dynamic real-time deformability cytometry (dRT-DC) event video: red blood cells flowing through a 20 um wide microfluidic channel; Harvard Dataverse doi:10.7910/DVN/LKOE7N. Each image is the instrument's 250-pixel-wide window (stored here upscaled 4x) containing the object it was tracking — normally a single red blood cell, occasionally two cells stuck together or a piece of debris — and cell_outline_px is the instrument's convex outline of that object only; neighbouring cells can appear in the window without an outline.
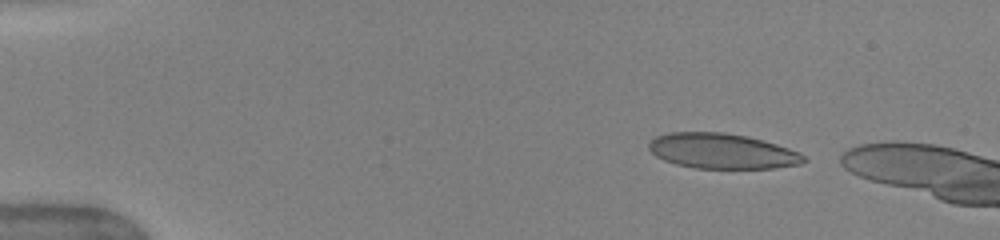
{"species": "human", "species_latin": "Homo sapiens", "temperature_condition": "warm", "stored_images_in_passage": 43, "camera_frame_rate_fps": 3000, "um_per_image_px": 0.085, "donor": {"sex": "female"}, "frame": {"image": 1, "passage_image": 3, "time_ms": 0.667, "image_size_px": [1000, 240], "cell_outline_px": [[808, 160], [800, 164], [776, 168], [696, 168], [676, 164], [664, 160], [656, 156], [648, 148], [648, 144], [656, 136], [668, 132], [724, 132], [748, 136], [776, 144], [800, 152]], "centroid_in_image_um": [61.38, 12.84], "position_along_channel_um": 23.6, "area_um2": 31.85}}
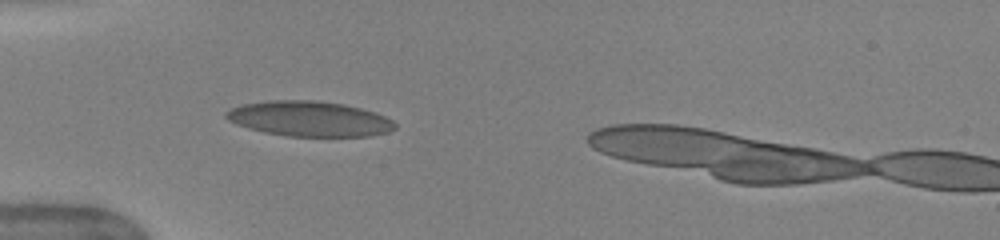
{"frame": {"image": 2, "passage_image": 12, "time_ms": 3.667, "image_size_px": [1000, 240], "cell_outline_px": [[396, 128], [388, 132], [372, 136], [288, 136], [264, 132], [248, 128], [236, 124], [228, 120], [224, 116], [224, 112], [232, 108], [244, 104], [272, 100], [312, 100], [344, 104], [376, 112], [392, 120], [396, 124]], "centroid_in_image_um": [26.3, 10.1], "position_along_channel_um": 58.7, "area_um2": 34.62}}
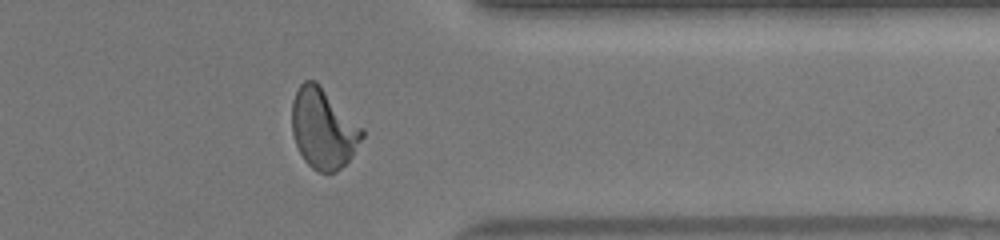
{"frame": {"image": 3, "passage_image": 37, "time_ms": 12.0, "image_size_px": [1000, 240], "cell_outline_px": [[364, 136], [348, 160], [336, 172], [320, 172], [312, 168], [304, 160], [296, 144], [292, 132], [292, 100], [300, 84], [304, 80], [316, 80], [364, 128]], "centroid_in_image_um": [27.48, 10.9], "position_along_channel_um": 383.9, "area_um2": 32.77}}